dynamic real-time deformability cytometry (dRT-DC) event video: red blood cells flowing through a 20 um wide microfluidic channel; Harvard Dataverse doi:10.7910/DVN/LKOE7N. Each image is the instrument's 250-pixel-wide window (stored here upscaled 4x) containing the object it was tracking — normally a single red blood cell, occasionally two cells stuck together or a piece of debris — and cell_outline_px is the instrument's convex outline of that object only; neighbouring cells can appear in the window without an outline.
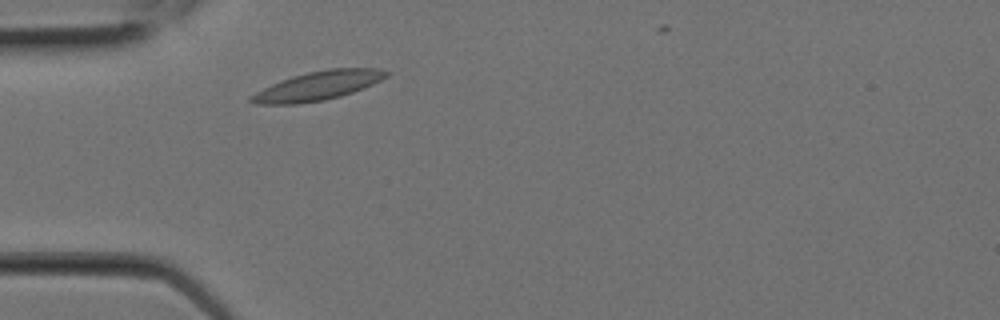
{"species": "Egyptian fruit bat (a non-hibernating species)", "species_latin": "Rousettus aegyptiacus", "temperature_condition": "room temperature", "stored_images_in_passage": 3, "camera_frame_rate_fps": 3000, "um_per_image_px": 0.085, "animal": {"sex": "female"}, "frame": {"image": 1, "passage_image": 2, "time_ms": 0.333, "image_size_px": [1000, 320], "cell_outline_px": [[388, 76], [364, 88], [340, 96], [324, 100], [296, 104], [256, 104], [248, 100], [248, 96], [280, 80], [292, 76], [308, 72], [328, 68], [380, 68], [388, 72]], "centroid_in_image_um": [27.01, 7.29], "position_along_channel_um": 58.0, "area_um2": 22.72}}